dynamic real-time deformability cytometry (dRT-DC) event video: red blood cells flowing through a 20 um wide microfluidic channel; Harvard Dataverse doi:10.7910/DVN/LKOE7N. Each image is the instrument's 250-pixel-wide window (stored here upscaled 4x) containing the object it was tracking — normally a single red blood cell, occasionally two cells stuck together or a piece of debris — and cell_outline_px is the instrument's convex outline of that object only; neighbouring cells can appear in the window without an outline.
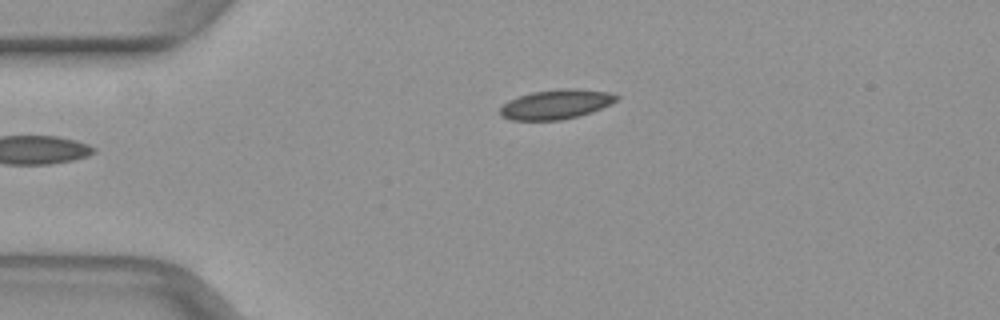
{"species": "common noctule bat (a hibernating species)", "species_latin": "Nyctalus noctula", "temperature_condition": "warm", "stored_images_in_passage": 33, "camera_frame_rate_fps": 3000, "um_per_image_px": 0.085, "animal": {"sex": "female", "body_mass_g": 29.2, "forearm_length_mm": 56.3}, "frame": {"image": 1, "passage_image": 1, "time_ms": 0.0, "image_size_px": [1000, 320], "cell_outline_px": [[620, 96], [612, 104], [592, 112], [560, 120], [512, 120], [500, 116], [500, 108], [508, 100], [532, 92], [560, 88], [576, 88], [608, 92]], "centroid_in_image_um": [47.27, 8.86], "position_along_channel_um": 37.7, "area_um2": 20.06}}
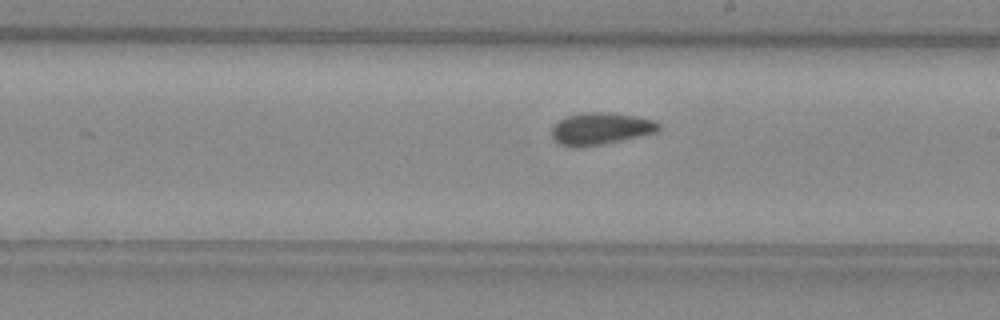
{"frame": {"image": 2, "passage_image": 18, "time_ms": 5.667, "image_size_px": [1000, 320], "cell_outline_px": [[660, 128], [656, 132], [620, 140], [600, 144], [572, 148], [560, 144], [552, 140], [552, 128], [560, 120], [568, 116], [580, 112], [604, 112], [636, 116], [656, 120], [660, 124]], "centroid_in_image_um": [51.04, 10.93], "position_along_channel_um": 238.0, "area_um2": 19.83}}
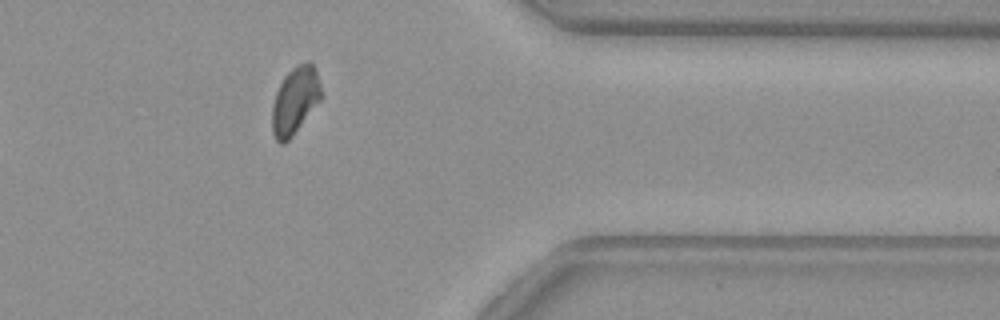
{"frame": {"image": 3, "passage_image": 30, "time_ms": 9.667, "image_size_px": [1000, 320], "cell_outline_px": [[320, 100], [292, 136], [284, 144], [280, 144], [276, 140], [272, 132], [272, 104], [276, 92], [284, 76], [292, 68], [308, 60], [312, 64], [316, 72], [320, 84]], "centroid_in_image_um": [25.04, 8.56], "position_along_channel_um": 386.4, "area_um2": 18.9}}